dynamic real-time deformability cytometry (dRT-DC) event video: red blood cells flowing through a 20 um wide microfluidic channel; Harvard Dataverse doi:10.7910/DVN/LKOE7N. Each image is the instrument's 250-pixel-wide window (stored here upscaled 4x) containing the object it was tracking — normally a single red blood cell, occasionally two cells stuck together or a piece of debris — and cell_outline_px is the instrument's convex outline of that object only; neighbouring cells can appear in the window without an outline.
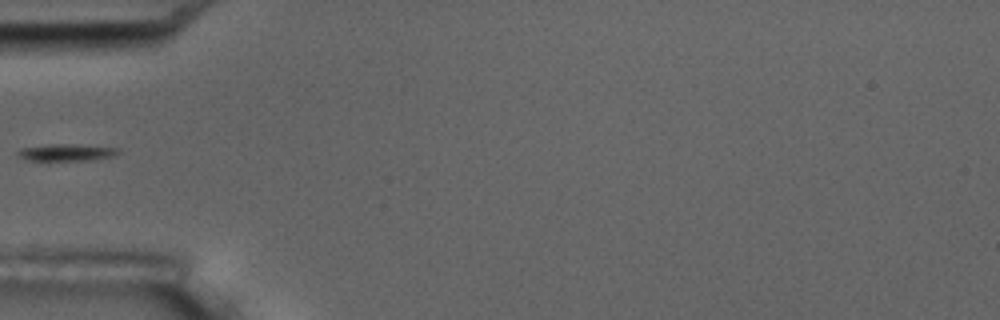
{"species": "common noctule bat (a hibernating species)", "species_latin": "Nyctalus noctula", "temperature_condition": "room temperature", "stored_images_in_passage": 3, "camera_frame_rate_fps": 3000, "um_per_image_px": 0.085, "animal": {"sex": "male", "body_mass_g": 17.5, "forearm_length_mm": 52.3}, "frame": {"image": 1, "passage_image": 3, "time_ms": 2.333, "image_size_px": [1000, 320], "cell_outline_px": [[120, 152], [112, 156], [92, 160], [24, 160], [16, 156], [16, 152], [20, 148], [48, 144], [72, 144], [120, 148]], "centroid_in_image_um": [5.59, 12.95], "position_along_channel_um": 79.4, "area_um2": 10.0}}